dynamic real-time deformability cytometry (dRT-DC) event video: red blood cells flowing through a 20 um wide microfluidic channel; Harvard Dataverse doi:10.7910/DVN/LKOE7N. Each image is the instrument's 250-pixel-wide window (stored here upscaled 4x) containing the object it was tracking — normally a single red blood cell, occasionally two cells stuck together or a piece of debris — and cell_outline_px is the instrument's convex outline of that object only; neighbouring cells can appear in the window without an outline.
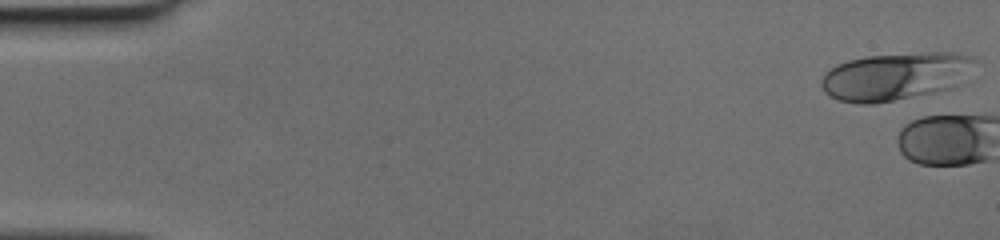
{"species": "human", "species_latin": "Homo sapiens", "temperature_condition": "cold", "stored_images_in_passage": 4, "camera_frame_rate_fps": 3000, "um_per_image_px": 0.085, "donor": {"sex": "female"}, "frame": {"image": 1, "passage_image": 1, "time_ms": 0.0, "image_size_px": [1000, 240], "cell_outline_px": [[976, 60], [960, 84], [936, 92], [876, 104], [856, 104], [840, 100], [824, 92], [820, 84], [820, 80], [824, 72], [836, 64], [848, 60], [868, 56], [924, 52], [952, 52], [972, 56]], "centroid_in_image_um": [76.07, 6.49], "position_along_channel_um": 8.9, "area_um2": 42.83}}